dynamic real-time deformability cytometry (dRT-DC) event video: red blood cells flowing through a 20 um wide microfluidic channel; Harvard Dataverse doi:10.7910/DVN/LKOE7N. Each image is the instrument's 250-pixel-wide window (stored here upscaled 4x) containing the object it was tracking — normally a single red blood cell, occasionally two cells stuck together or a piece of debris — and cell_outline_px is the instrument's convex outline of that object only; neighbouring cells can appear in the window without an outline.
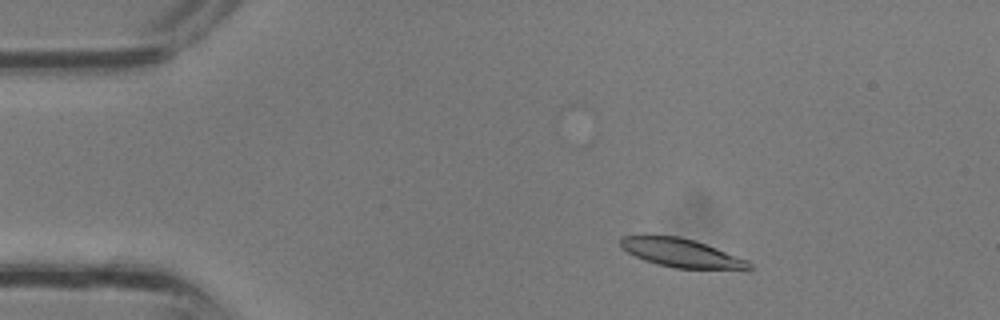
{"species": "common noctule bat (a hibernating species)", "species_latin": "Nyctalus noctula", "temperature_condition": "room temperature", "stored_images_in_passage": 11, "camera_frame_rate_fps": 3000, "um_per_image_px": 0.085, "animal": {"sex": "male", "body_mass_g": 13.3}, "frame": {"image": 1, "passage_image": 4, "time_ms": 1.0, "image_size_px": [1000, 320], "cell_outline_px": [[752, 268], [676, 268], [644, 260], [620, 248], [620, 236], [680, 236], [696, 240], [748, 260], [752, 264]], "centroid_in_image_um": [57.88, 21.48], "position_along_channel_um": 27.1, "area_um2": 20.92}}
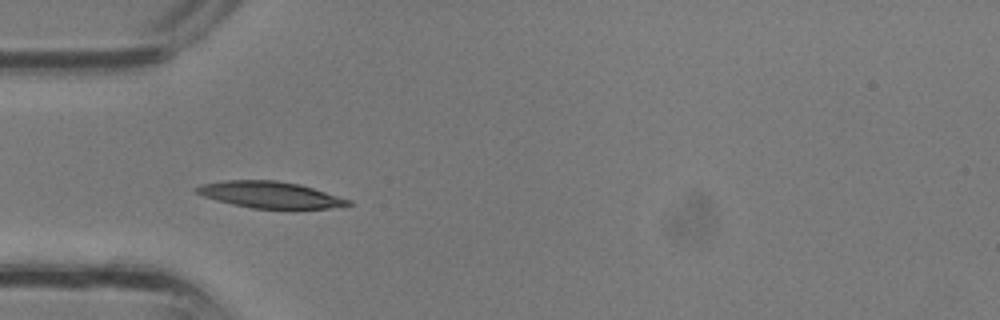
{"frame": {"image": 2, "passage_image": 9, "time_ms": 2.667, "image_size_px": [1000, 320], "cell_outline_px": [[352, 204], [328, 208], [292, 212], [252, 208], [232, 204], [216, 200], [204, 196], [196, 192], [192, 188], [200, 184], [224, 180], [276, 180], [300, 184], [352, 200]], "centroid_in_image_um": [23.0, 16.59], "position_along_channel_um": 62.0, "area_um2": 24.39}}
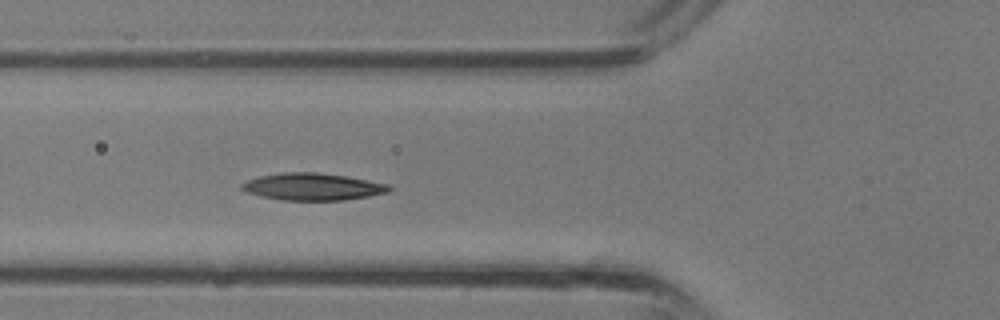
{"frame": {"image": 3, "passage_image": 11, "time_ms": 3.333, "image_size_px": [1000, 320], "cell_outline_px": [[392, 188], [388, 192], [368, 196], [344, 200], [280, 200], [260, 196], [248, 192], [240, 188], [240, 184], [248, 180], [260, 176], [284, 172], [316, 172], [344, 176], [388, 184]], "centroid_in_image_um": [26.54, 15.87], "position_along_channel_um": 99.3, "area_um2": 23.06}}